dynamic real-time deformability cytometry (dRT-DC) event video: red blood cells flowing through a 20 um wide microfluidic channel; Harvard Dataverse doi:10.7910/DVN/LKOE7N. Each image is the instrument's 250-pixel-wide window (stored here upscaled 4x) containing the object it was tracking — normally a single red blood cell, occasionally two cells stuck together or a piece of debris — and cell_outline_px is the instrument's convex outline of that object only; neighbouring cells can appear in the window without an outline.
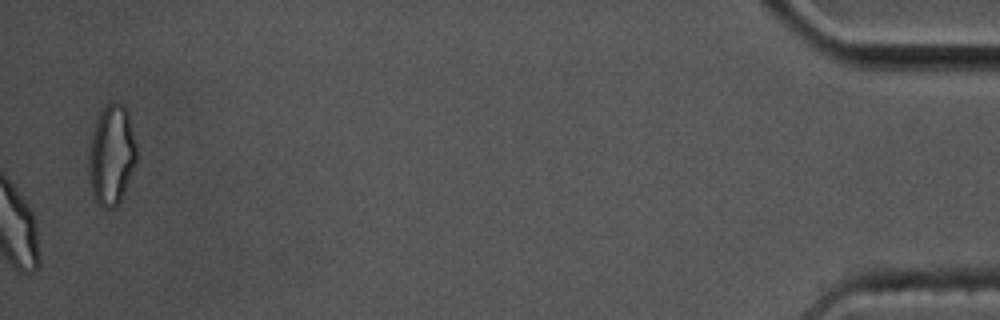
{"species": "common noctule bat (a hibernating species)", "species_latin": "Nyctalus noctula", "temperature_condition": "cold", "stored_images_in_passage": 53, "camera_frame_rate_fps": 3000, "um_per_image_px": 0.085, "animal": {"sex": "male", "body_mass_g": 17.5, "forearm_length_mm": 52.3}, "frame": {"image": 1, "passage_image": 53, "time_ms": 17.333, "image_size_px": [1000, 320], "cell_outline_px": [[136, 164], [124, 192], [116, 208], [104, 208], [96, 200], [92, 192], [88, 168], [92, 136], [96, 120], [104, 104], [112, 100], [116, 100], [124, 104], [128, 112], [136, 144]], "centroid_in_image_um": [9.5, 13.12], "position_along_channel_um": 425.7, "area_um2": 27.92}, "authors_computed_cell_mechanics": {"area_um2": 20.3456, "velocity_mm_per_s": 3.4185, "shape_relaxation_time_tau1_ms": 6.5282, "shape_relaxation_time_tau2_ms": 7.2172, "deformation_change_tau1": 0.1349, "deformation_change_tau2": 0.1311}}